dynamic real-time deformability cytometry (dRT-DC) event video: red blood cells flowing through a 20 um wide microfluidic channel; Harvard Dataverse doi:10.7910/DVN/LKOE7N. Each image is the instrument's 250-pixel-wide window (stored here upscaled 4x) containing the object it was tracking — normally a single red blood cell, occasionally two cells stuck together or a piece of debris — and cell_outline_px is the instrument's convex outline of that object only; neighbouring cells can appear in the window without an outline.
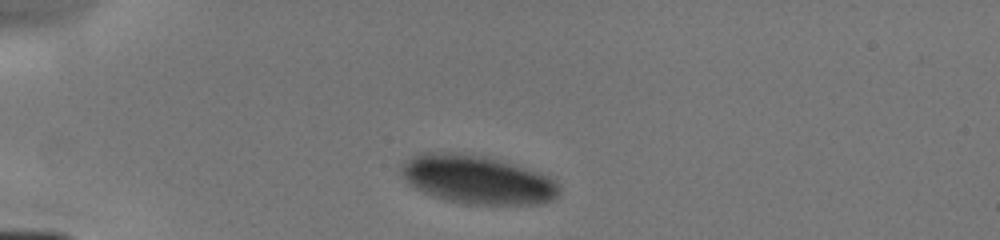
{"species": "human", "species_latin": "Homo sapiens", "temperature_condition": "cold", "stored_images_in_passage": 3, "camera_frame_rate_fps": 3000, "um_per_image_px": 0.085, "donor": {"sex": "male"}, "frame": {"image": 1, "passage_image": 1, "time_ms": 0.0, "image_size_px": [1000, 240], "cell_outline_px": [[560, 188], [556, 196], [552, 200], [536, 204], [468, 204], [448, 200], [432, 196], [408, 184], [404, 180], [400, 172], [400, 164], [404, 160], [420, 152], [452, 152], [484, 156], [512, 164], [548, 176], [556, 180], [560, 184]], "centroid_in_image_um": [40.51, 15.26], "position_along_channel_um": 44.5, "area_um2": 44.62}}
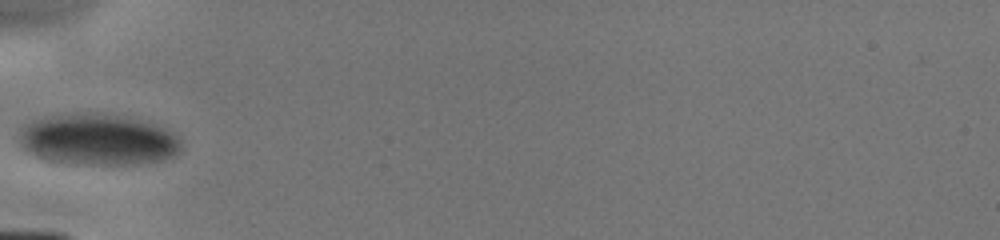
{"frame": {"image": 2, "passage_image": 3, "time_ms": 1.667, "image_size_px": [1000, 240], "cell_outline_px": [[180, 152], [164, 160], [136, 164], [84, 164], [48, 160], [36, 156], [28, 152], [16, 140], [20, 128], [24, 124], [32, 120], [44, 116], [64, 112], [120, 116], [148, 120], [164, 128], [176, 136], [180, 140]], "centroid_in_image_um": [8.27, 11.85], "position_along_channel_um": 76.7, "area_um2": 48.78}}